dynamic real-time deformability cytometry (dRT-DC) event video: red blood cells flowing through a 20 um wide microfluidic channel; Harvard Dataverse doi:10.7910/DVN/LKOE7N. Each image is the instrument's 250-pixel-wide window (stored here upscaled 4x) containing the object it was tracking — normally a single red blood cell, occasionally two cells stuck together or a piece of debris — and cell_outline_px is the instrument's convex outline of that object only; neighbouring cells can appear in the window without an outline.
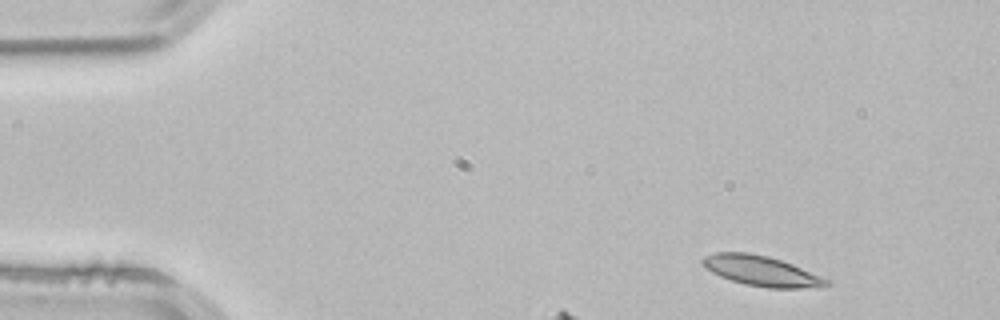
{"species": "common noctule bat (a hibernating species)", "species_latin": "Nyctalus noctula", "temperature_condition": "room temperature", "stored_images_in_passage": 3, "camera_frame_rate_fps": 3000, "um_per_image_px": 0.085, "animal": {"sex": "male", "body_mass_g": 21.5, "forearm_length_mm": 52.0}, "frame": {"image": 1, "passage_image": 1, "time_ms": 0.0, "image_size_px": [1000, 320], "cell_outline_px": [[832, 284], [824, 288], [768, 288], [744, 284], [720, 276], [704, 268], [700, 260], [704, 256], [716, 252], [748, 252], [768, 256], [792, 264], [832, 280]], "centroid_in_image_um": [64.77, 23.04], "position_along_channel_um": 20.2, "area_um2": 22.14}}
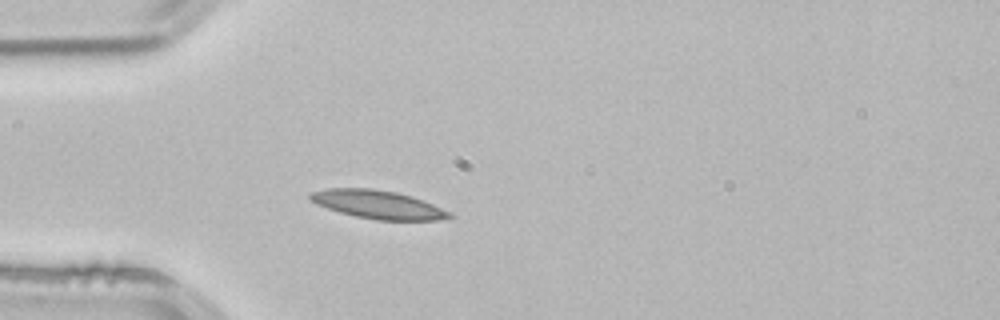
{"frame": {"image": 2, "passage_image": 3, "time_ms": 0.667, "image_size_px": [1000, 320], "cell_outline_px": [[452, 216], [440, 220], [376, 220], [356, 216], [340, 212], [316, 204], [308, 196], [312, 192], [328, 188], [372, 188], [396, 192], [412, 196], [432, 204], [448, 212]], "centroid_in_image_um": [32.09, 17.38], "position_along_channel_um": 52.9, "area_um2": 22.66}}